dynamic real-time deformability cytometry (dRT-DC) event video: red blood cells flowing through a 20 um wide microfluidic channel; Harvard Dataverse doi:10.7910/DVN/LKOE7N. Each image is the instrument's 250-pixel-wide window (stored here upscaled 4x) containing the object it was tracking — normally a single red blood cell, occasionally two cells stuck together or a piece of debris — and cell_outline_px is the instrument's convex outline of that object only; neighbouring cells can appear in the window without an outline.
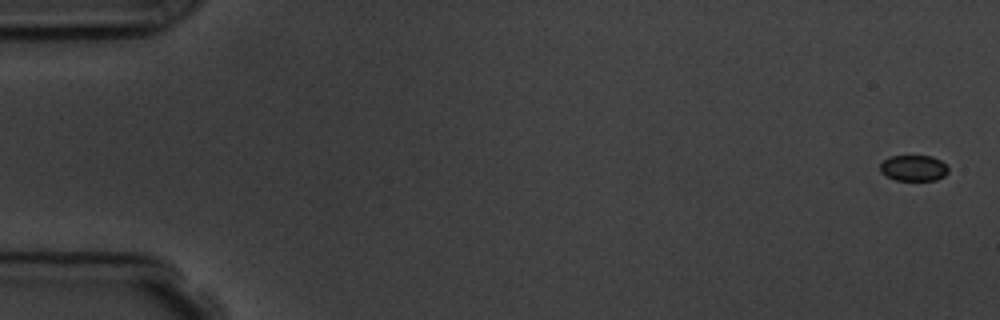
{"species": "common noctule bat (a hibernating species)", "species_latin": "Nyctalus noctula", "temperature_condition": "room temperature", "stored_images_in_passage": 6, "camera_frame_rate_fps": 3000, "um_per_image_px": 0.085, "animal": {"sex": "male", "body_mass_g": 19.5, "forearm_length_mm": 54.6}, "frame": {"image": 1, "passage_image": 1, "time_ms": 0.0, "image_size_px": [1000, 320], "cell_outline_px": [[948, 172], [944, 176], [936, 180], [896, 180], [880, 172], [880, 164], [888, 156], [932, 156], [940, 160], [948, 168]], "centroid_in_image_um": [77.65, 14.28], "position_along_channel_um": 7.4, "area_um2": 10.23}}
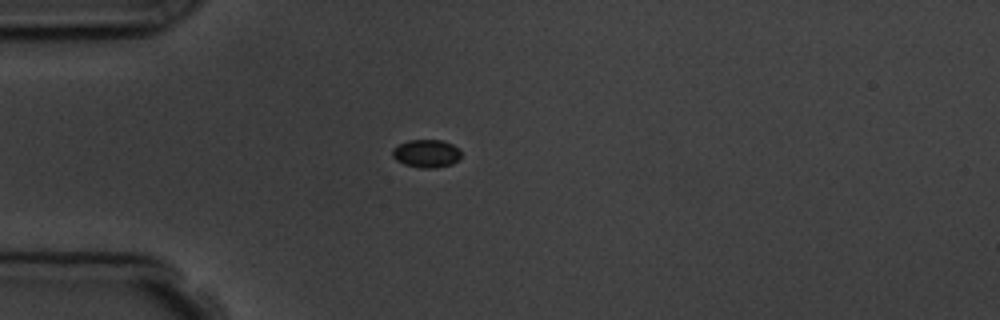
{"frame": {"image": 2, "passage_image": 5, "time_ms": 4.667, "image_size_px": [1000, 320], "cell_outline_px": [[460, 160], [452, 164], [436, 168], [420, 168], [404, 164], [396, 160], [392, 156], [392, 148], [408, 140], [440, 140], [452, 144], [460, 148]], "centroid_in_image_um": [36.25, 13.05], "position_along_channel_um": 48.7, "area_um2": 11.33}}